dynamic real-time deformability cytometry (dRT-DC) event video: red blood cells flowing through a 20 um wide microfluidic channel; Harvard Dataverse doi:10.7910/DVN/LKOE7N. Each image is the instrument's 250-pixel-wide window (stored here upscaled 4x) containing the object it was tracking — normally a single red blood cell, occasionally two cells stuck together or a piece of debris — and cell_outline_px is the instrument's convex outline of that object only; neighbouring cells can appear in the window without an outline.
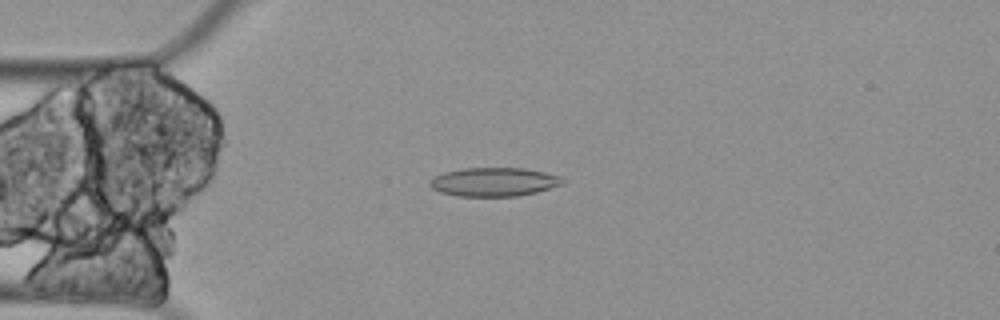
{"species": "Egyptian fruit bat (a non-hibernating species)", "species_latin": "Rousettus aegyptiacus", "temperature_condition": "cold", "stored_images_in_passage": 5, "camera_frame_rate_fps": 3000, "um_per_image_px": 0.085, "animal": {"sex": "female"}, "frame": {"image": 1, "passage_image": 5, "time_ms": 1.333, "image_size_px": [1000, 320], "cell_outline_px": [[564, 184], [536, 192], [520, 196], [456, 196], [440, 192], [432, 188], [428, 184], [436, 176], [444, 172], [464, 168], [524, 168], [544, 172], [560, 176], [564, 180]], "centroid_in_image_um": [42.0, 15.47], "position_along_channel_um": 43.0, "area_um2": 22.2}}